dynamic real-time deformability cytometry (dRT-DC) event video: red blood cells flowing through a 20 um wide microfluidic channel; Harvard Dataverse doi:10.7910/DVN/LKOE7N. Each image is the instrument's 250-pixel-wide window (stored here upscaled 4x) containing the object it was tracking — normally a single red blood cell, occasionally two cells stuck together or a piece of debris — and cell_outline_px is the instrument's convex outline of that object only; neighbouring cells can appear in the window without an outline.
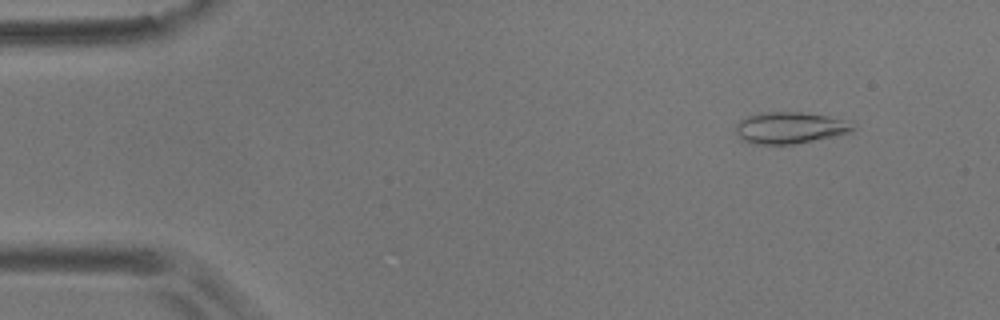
{"species": "common noctule bat (a hibernating species)", "species_latin": "Nyctalus noctula", "temperature_condition": "room temperature", "stored_images_in_passage": 56, "camera_frame_rate_fps": 3000, "um_per_image_px": 0.085, "animal": {"sex": "male", "body_mass_g": 17.9}, "frame": {"image": 1, "passage_image": 6, "time_ms": 1.667, "image_size_px": [1000, 320], "cell_outline_px": [[856, 128], [852, 132], [792, 144], [752, 144], [744, 140], [736, 132], [736, 124], [740, 120], [748, 116], [760, 112], [800, 112], [828, 116], [852, 120], [856, 124]], "centroid_in_image_um": [67.2, 10.84], "position_along_channel_um": 17.8, "area_um2": 21.62}}
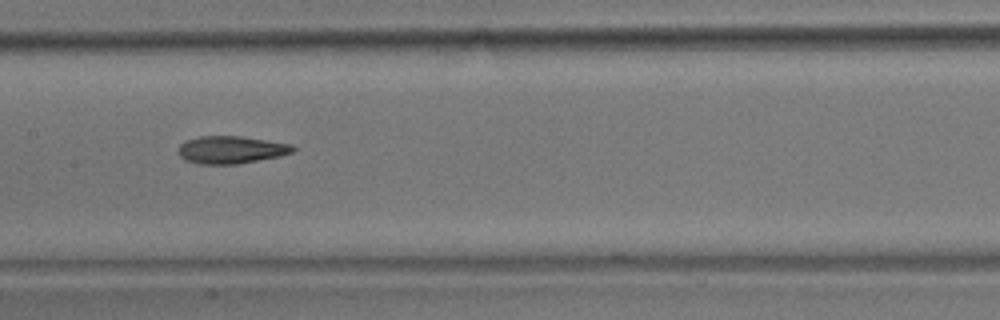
{"frame": {"image": 2, "passage_image": 28, "time_ms": 9.0, "image_size_px": [1000, 320], "cell_outline_px": [[296, 148], [292, 152], [280, 156], [236, 164], [196, 164], [184, 160], [180, 156], [180, 144], [184, 140], [200, 136], [240, 136], [292, 144]], "centroid_in_image_um": [19.62, 12.73], "position_along_channel_um": 187.8, "area_um2": 18.38}}
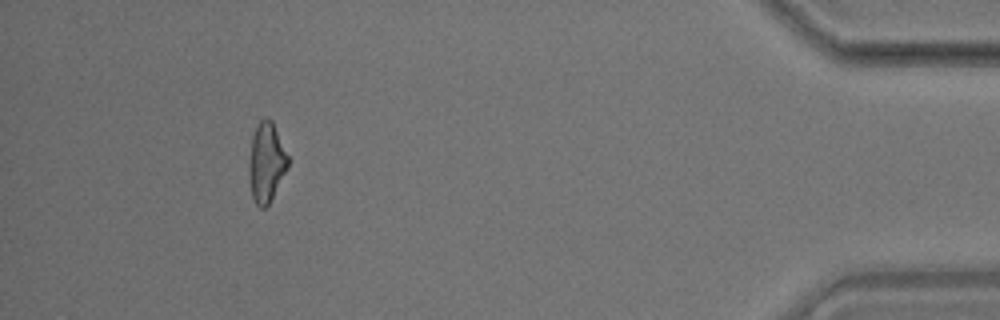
{"frame": {"image": 3, "passage_image": 52, "time_ms": 17.0, "image_size_px": [1000, 320], "cell_outline_px": [[288, 168], [268, 204], [264, 208], [260, 208], [256, 204], [252, 196], [248, 172], [248, 164], [252, 136], [260, 120], [264, 116], [272, 120], [288, 156]], "centroid_in_image_um": [22.63, 13.79], "position_along_channel_um": 412.6, "area_um2": 17.98}, "authors_computed_cell_mechanics": {"area_um2": 18.4671, "velocity_mm_per_s": 3.5653, "shape_relaxation_time_tau1_ms": 7.507, "shape_relaxation_time_tau2_ms": 5.6909, "deformation_change_tau1": 0.1938, "deformation_change_tau2": 0.1263}}